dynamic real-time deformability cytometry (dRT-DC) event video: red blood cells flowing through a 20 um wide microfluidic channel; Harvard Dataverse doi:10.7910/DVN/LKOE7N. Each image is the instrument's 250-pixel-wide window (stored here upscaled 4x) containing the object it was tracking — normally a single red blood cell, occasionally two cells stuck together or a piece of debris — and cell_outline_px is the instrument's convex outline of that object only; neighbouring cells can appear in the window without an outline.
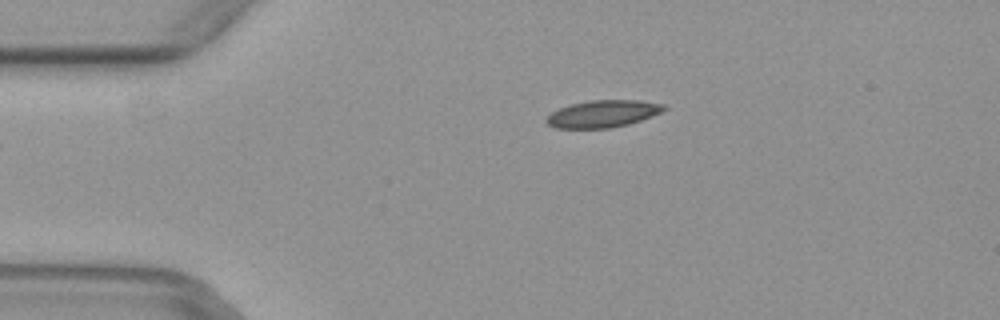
{"species": "common noctule bat (a hibernating species)", "species_latin": "Nyctalus noctula", "temperature_condition": "warm", "stored_images_in_passage": 5, "camera_frame_rate_fps": 3000, "um_per_image_px": 0.085, "animal": {"sex": "female", "body_mass_g": 29.2, "forearm_length_mm": 56.3}, "frame": {"image": 1, "passage_image": 5, "time_ms": 1.333, "image_size_px": [1000, 320], "cell_outline_px": [[668, 108], [652, 116], [628, 124], [612, 128], [556, 128], [548, 124], [544, 120], [552, 112], [560, 108], [572, 104], [592, 100], [640, 100], [664, 104]], "centroid_in_image_um": [51.26, 9.67], "position_along_channel_um": 33.7, "area_um2": 18.5}}